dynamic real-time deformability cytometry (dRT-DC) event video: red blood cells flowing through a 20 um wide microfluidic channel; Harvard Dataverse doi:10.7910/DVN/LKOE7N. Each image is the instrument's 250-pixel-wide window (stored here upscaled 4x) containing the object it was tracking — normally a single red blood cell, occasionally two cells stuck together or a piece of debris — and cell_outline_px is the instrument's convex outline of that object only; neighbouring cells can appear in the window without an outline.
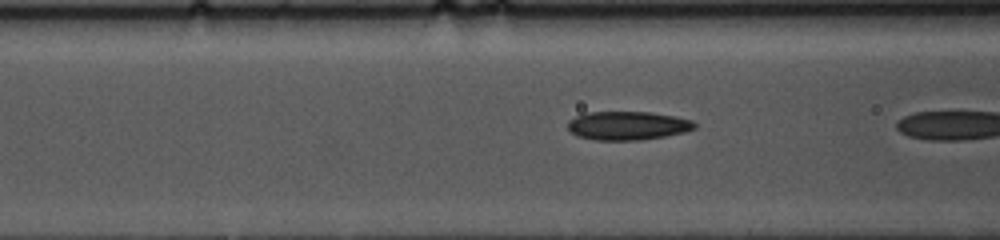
{"species": "common noctule bat (a hibernating species)", "species_latin": "Nyctalus noctula", "temperature_condition": "cold", "stored_images_in_passage": 7, "camera_frame_rate_fps": 3000, "um_per_image_px": 0.085, "animal": {"sex": "female", "body_mass_g": 10.0, "forearm_length_mm": 53.1}, "frame": {"image": 1, "passage_image": 6, "time_ms": 1.667, "image_size_px": [1000, 240], "cell_outline_px": [[696, 128], [684, 132], [664, 136], [640, 140], [596, 140], [576, 136], [568, 128], [568, 120], [584, 112], [648, 112], [672, 116], [692, 120], [696, 124]], "centroid_in_image_um": [53.32, 10.68], "position_along_channel_um": 113.3, "area_um2": 21.1}}